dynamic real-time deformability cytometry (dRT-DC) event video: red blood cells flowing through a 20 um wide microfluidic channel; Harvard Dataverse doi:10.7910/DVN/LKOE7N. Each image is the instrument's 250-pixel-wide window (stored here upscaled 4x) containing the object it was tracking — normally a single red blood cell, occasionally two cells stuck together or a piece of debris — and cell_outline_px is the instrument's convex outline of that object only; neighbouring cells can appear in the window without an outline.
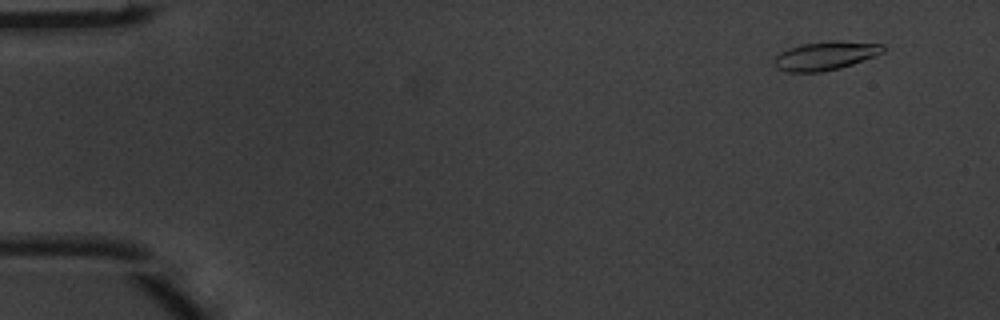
{"species": "common noctule bat (a hibernating species)", "species_latin": "Nyctalus noctula", "temperature_condition": "warm", "stored_images_in_passage": 4, "camera_frame_rate_fps": 3000, "um_per_image_px": 0.085, "animal": {"sex": "male", "body_mass_g": 20.1, "forearm_length_mm": 53.5}, "frame": {"image": 1, "passage_image": 1, "time_ms": 0.0, "image_size_px": [1000, 320], "cell_outline_px": [[884, 52], [876, 56], [840, 68], [820, 72], [788, 72], [776, 68], [772, 64], [772, 60], [780, 52], [788, 48], [800, 44], [832, 40], [840, 40], [884, 44]], "centroid_in_image_um": [70.14, 4.73], "position_along_channel_um": 14.9, "area_um2": 18.5}}